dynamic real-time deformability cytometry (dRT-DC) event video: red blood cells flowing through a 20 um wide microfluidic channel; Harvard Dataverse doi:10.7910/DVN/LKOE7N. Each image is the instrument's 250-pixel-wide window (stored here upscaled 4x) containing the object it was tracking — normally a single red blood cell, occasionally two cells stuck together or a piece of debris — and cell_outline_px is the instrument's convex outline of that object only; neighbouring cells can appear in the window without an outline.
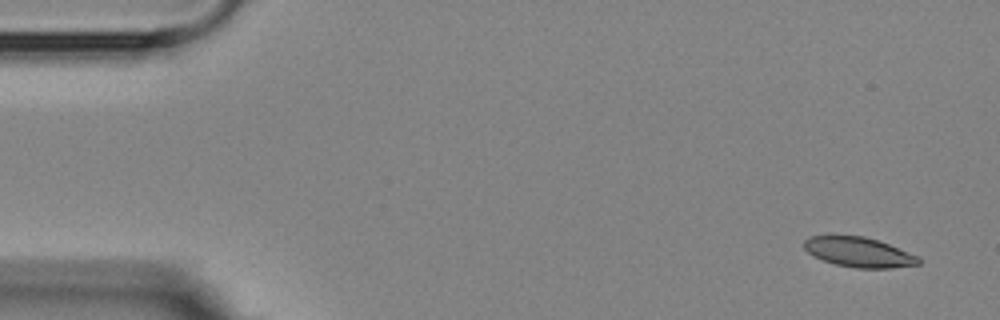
{"species": "Egyptian fruit bat (a non-hibernating species)", "species_latin": "Rousettus aegyptiacus", "temperature_condition": "room temperature", "stored_images_in_passage": 5, "segment_of_instrument_passage": [1, 2], "camera_frame_rate_fps": 3000, "um_per_image_px": 0.085, "animal": {"sex": "female"}, "frame": {"image": 1, "passage_image": 1, "time_ms": 0.0, "image_size_px": [1000, 320], "cell_outline_px": [[920, 264], [888, 268], [856, 268], [836, 264], [824, 260], [808, 252], [804, 248], [804, 240], [808, 236], [864, 236], [888, 244], [916, 256], [920, 260]], "centroid_in_image_um": [72.97, 21.43], "position_along_channel_um": 12.0, "area_um2": 19.42}}
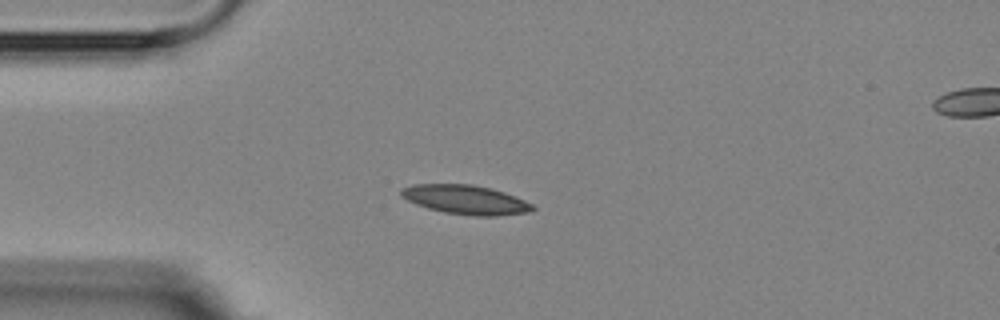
{"frame": {"image": 2, "passage_image": 4, "time_ms": 3.667, "image_size_px": [1000, 320], "cell_outline_px": [[536, 208], [532, 212], [496, 216], [472, 216], [444, 212], [428, 208], [416, 204], [400, 196], [400, 188], [412, 184], [472, 184], [492, 188], [504, 192], [524, 200], [532, 204]], "centroid_in_image_um": [39.58, 16.97], "position_along_channel_um": 45.4, "area_um2": 22.54}}